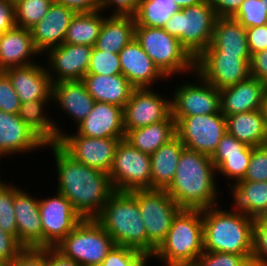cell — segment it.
I'll return each instance as SVG.
<instances>
[{
    "mask_svg": "<svg viewBox=\"0 0 267 266\" xmlns=\"http://www.w3.org/2000/svg\"><path fill=\"white\" fill-rule=\"evenodd\" d=\"M260 110L262 112V115H263V118H264V121H265V125L267 127V91H266V93L264 95Z\"/></svg>",
    "mask_w": 267,
    "mask_h": 266,
    "instance_id": "cell-58",
    "label": "cell"
},
{
    "mask_svg": "<svg viewBox=\"0 0 267 266\" xmlns=\"http://www.w3.org/2000/svg\"><path fill=\"white\" fill-rule=\"evenodd\" d=\"M233 18L245 28L263 26L267 24V10L261 0H244Z\"/></svg>",
    "mask_w": 267,
    "mask_h": 266,
    "instance_id": "cell-42",
    "label": "cell"
},
{
    "mask_svg": "<svg viewBox=\"0 0 267 266\" xmlns=\"http://www.w3.org/2000/svg\"><path fill=\"white\" fill-rule=\"evenodd\" d=\"M3 72L9 77L21 103L52 99V83L43 61L9 68Z\"/></svg>",
    "mask_w": 267,
    "mask_h": 266,
    "instance_id": "cell-20",
    "label": "cell"
},
{
    "mask_svg": "<svg viewBox=\"0 0 267 266\" xmlns=\"http://www.w3.org/2000/svg\"><path fill=\"white\" fill-rule=\"evenodd\" d=\"M57 4L64 5L75 13H89L99 11V0H53Z\"/></svg>",
    "mask_w": 267,
    "mask_h": 266,
    "instance_id": "cell-55",
    "label": "cell"
},
{
    "mask_svg": "<svg viewBox=\"0 0 267 266\" xmlns=\"http://www.w3.org/2000/svg\"><path fill=\"white\" fill-rule=\"evenodd\" d=\"M45 146L46 143L19 118L18 114L0 110V154L3 159L6 156L16 157L15 154L19 153L31 154L32 151L44 149Z\"/></svg>",
    "mask_w": 267,
    "mask_h": 266,
    "instance_id": "cell-19",
    "label": "cell"
},
{
    "mask_svg": "<svg viewBox=\"0 0 267 266\" xmlns=\"http://www.w3.org/2000/svg\"><path fill=\"white\" fill-rule=\"evenodd\" d=\"M95 100L82 80L62 81L52 84V106L72 119L75 126L91 112Z\"/></svg>",
    "mask_w": 267,
    "mask_h": 266,
    "instance_id": "cell-25",
    "label": "cell"
},
{
    "mask_svg": "<svg viewBox=\"0 0 267 266\" xmlns=\"http://www.w3.org/2000/svg\"><path fill=\"white\" fill-rule=\"evenodd\" d=\"M56 167V191L65 196L83 219H94L115 191L109 174L75 161L57 143L46 144Z\"/></svg>",
    "mask_w": 267,
    "mask_h": 266,
    "instance_id": "cell-1",
    "label": "cell"
},
{
    "mask_svg": "<svg viewBox=\"0 0 267 266\" xmlns=\"http://www.w3.org/2000/svg\"><path fill=\"white\" fill-rule=\"evenodd\" d=\"M137 199L149 239V258L165 240L174 217L182 209L166 190L145 189L131 192Z\"/></svg>",
    "mask_w": 267,
    "mask_h": 266,
    "instance_id": "cell-9",
    "label": "cell"
},
{
    "mask_svg": "<svg viewBox=\"0 0 267 266\" xmlns=\"http://www.w3.org/2000/svg\"><path fill=\"white\" fill-rule=\"evenodd\" d=\"M194 266H252L251 256L204 251Z\"/></svg>",
    "mask_w": 267,
    "mask_h": 266,
    "instance_id": "cell-44",
    "label": "cell"
},
{
    "mask_svg": "<svg viewBox=\"0 0 267 266\" xmlns=\"http://www.w3.org/2000/svg\"><path fill=\"white\" fill-rule=\"evenodd\" d=\"M179 9L173 0H140L134 16L135 26L163 28Z\"/></svg>",
    "mask_w": 267,
    "mask_h": 266,
    "instance_id": "cell-36",
    "label": "cell"
},
{
    "mask_svg": "<svg viewBox=\"0 0 267 266\" xmlns=\"http://www.w3.org/2000/svg\"><path fill=\"white\" fill-rule=\"evenodd\" d=\"M11 262L0 261V266H11Z\"/></svg>",
    "mask_w": 267,
    "mask_h": 266,
    "instance_id": "cell-59",
    "label": "cell"
},
{
    "mask_svg": "<svg viewBox=\"0 0 267 266\" xmlns=\"http://www.w3.org/2000/svg\"><path fill=\"white\" fill-rule=\"evenodd\" d=\"M228 186L231 206H234L230 211L253 219L267 217V181H238Z\"/></svg>",
    "mask_w": 267,
    "mask_h": 266,
    "instance_id": "cell-28",
    "label": "cell"
},
{
    "mask_svg": "<svg viewBox=\"0 0 267 266\" xmlns=\"http://www.w3.org/2000/svg\"><path fill=\"white\" fill-rule=\"evenodd\" d=\"M8 183V184H7ZM0 179V228L17 237V224L14 213V183Z\"/></svg>",
    "mask_w": 267,
    "mask_h": 266,
    "instance_id": "cell-39",
    "label": "cell"
},
{
    "mask_svg": "<svg viewBox=\"0 0 267 266\" xmlns=\"http://www.w3.org/2000/svg\"><path fill=\"white\" fill-rule=\"evenodd\" d=\"M250 74L267 87V49L251 56Z\"/></svg>",
    "mask_w": 267,
    "mask_h": 266,
    "instance_id": "cell-52",
    "label": "cell"
},
{
    "mask_svg": "<svg viewBox=\"0 0 267 266\" xmlns=\"http://www.w3.org/2000/svg\"><path fill=\"white\" fill-rule=\"evenodd\" d=\"M240 181H267V144L253 147L247 173Z\"/></svg>",
    "mask_w": 267,
    "mask_h": 266,
    "instance_id": "cell-45",
    "label": "cell"
},
{
    "mask_svg": "<svg viewBox=\"0 0 267 266\" xmlns=\"http://www.w3.org/2000/svg\"><path fill=\"white\" fill-rule=\"evenodd\" d=\"M93 47L83 44L63 43L44 55L51 83L82 80L87 74Z\"/></svg>",
    "mask_w": 267,
    "mask_h": 266,
    "instance_id": "cell-17",
    "label": "cell"
},
{
    "mask_svg": "<svg viewBox=\"0 0 267 266\" xmlns=\"http://www.w3.org/2000/svg\"><path fill=\"white\" fill-rule=\"evenodd\" d=\"M24 250L17 237L0 228V261L12 263Z\"/></svg>",
    "mask_w": 267,
    "mask_h": 266,
    "instance_id": "cell-48",
    "label": "cell"
},
{
    "mask_svg": "<svg viewBox=\"0 0 267 266\" xmlns=\"http://www.w3.org/2000/svg\"><path fill=\"white\" fill-rule=\"evenodd\" d=\"M184 148L176 136L150 155L151 189L166 190L170 186Z\"/></svg>",
    "mask_w": 267,
    "mask_h": 266,
    "instance_id": "cell-31",
    "label": "cell"
},
{
    "mask_svg": "<svg viewBox=\"0 0 267 266\" xmlns=\"http://www.w3.org/2000/svg\"><path fill=\"white\" fill-rule=\"evenodd\" d=\"M75 132L92 138H125L123 108L104 102H95L88 116Z\"/></svg>",
    "mask_w": 267,
    "mask_h": 266,
    "instance_id": "cell-22",
    "label": "cell"
},
{
    "mask_svg": "<svg viewBox=\"0 0 267 266\" xmlns=\"http://www.w3.org/2000/svg\"><path fill=\"white\" fill-rule=\"evenodd\" d=\"M11 266H46V248L25 249Z\"/></svg>",
    "mask_w": 267,
    "mask_h": 266,
    "instance_id": "cell-51",
    "label": "cell"
},
{
    "mask_svg": "<svg viewBox=\"0 0 267 266\" xmlns=\"http://www.w3.org/2000/svg\"><path fill=\"white\" fill-rule=\"evenodd\" d=\"M204 252L202 212L181 209L174 217L165 240L150 259L162 266H194Z\"/></svg>",
    "mask_w": 267,
    "mask_h": 266,
    "instance_id": "cell-5",
    "label": "cell"
},
{
    "mask_svg": "<svg viewBox=\"0 0 267 266\" xmlns=\"http://www.w3.org/2000/svg\"><path fill=\"white\" fill-rule=\"evenodd\" d=\"M227 133L250 147L267 144V127L260 109L225 116Z\"/></svg>",
    "mask_w": 267,
    "mask_h": 266,
    "instance_id": "cell-33",
    "label": "cell"
},
{
    "mask_svg": "<svg viewBox=\"0 0 267 266\" xmlns=\"http://www.w3.org/2000/svg\"><path fill=\"white\" fill-rule=\"evenodd\" d=\"M149 261L152 260L139 250L115 245L99 266H148L152 263Z\"/></svg>",
    "mask_w": 267,
    "mask_h": 266,
    "instance_id": "cell-40",
    "label": "cell"
},
{
    "mask_svg": "<svg viewBox=\"0 0 267 266\" xmlns=\"http://www.w3.org/2000/svg\"><path fill=\"white\" fill-rule=\"evenodd\" d=\"M195 72L218 90L248 79L250 61L239 55L200 54L195 59Z\"/></svg>",
    "mask_w": 267,
    "mask_h": 266,
    "instance_id": "cell-16",
    "label": "cell"
},
{
    "mask_svg": "<svg viewBox=\"0 0 267 266\" xmlns=\"http://www.w3.org/2000/svg\"><path fill=\"white\" fill-rule=\"evenodd\" d=\"M46 266H80L72 259L64 257L55 248H46Z\"/></svg>",
    "mask_w": 267,
    "mask_h": 266,
    "instance_id": "cell-56",
    "label": "cell"
},
{
    "mask_svg": "<svg viewBox=\"0 0 267 266\" xmlns=\"http://www.w3.org/2000/svg\"><path fill=\"white\" fill-rule=\"evenodd\" d=\"M201 54L239 55L251 61L246 28L233 17H217L211 43Z\"/></svg>",
    "mask_w": 267,
    "mask_h": 266,
    "instance_id": "cell-24",
    "label": "cell"
},
{
    "mask_svg": "<svg viewBox=\"0 0 267 266\" xmlns=\"http://www.w3.org/2000/svg\"><path fill=\"white\" fill-rule=\"evenodd\" d=\"M135 38V19L132 16L106 15L95 48L119 53Z\"/></svg>",
    "mask_w": 267,
    "mask_h": 266,
    "instance_id": "cell-32",
    "label": "cell"
},
{
    "mask_svg": "<svg viewBox=\"0 0 267 266\" xmlns=\"http://www.w3.org/2000/svg\"><path fill=\"white\" fill-rule=\"evenodd\" d=\"M247 43L251 56L267 49V24L246 28Z\"/></svg>",
    "mask_w": 267,
    "mask_h": 266,
    "instance_id": "cell-49",
    "label": "cell"
},
{
    "mask_svg": "<svg viewBox=\"0 0 267 266\" xmlns=\"http://www.w3.org/2000/svg\"><path fill=\"white\" fill-rule=\"evenodd\" d=\"M53 0H17L15 4L16 27L31 29L47 14Z\"/></svg>",
    "mask_w": 267,
    "mask_h": 266,
    "instance_id": "cell-38",
    "label": "cell"
},
{
    "mask_svg": "<svg viewBox=\"0 0 267 266\" xmlns=\"http://www.w3.org/2000/svg\"><path fill=\"white\" fill-rule=\"evenodd\" d=\"M71 132H65L57 144L75 161L108 173L117 145L124 138H92Z\"/></svg>",
    "mask_w": 267,
    "mask_h": 266,
    "instance_id": "cell-14",
    "label": "cell"
},
{
    "mask_svg": "<svg viewBox=\"0 0 267 266\" xmlns=\"http://www.w3.org/2000/svg\"><path fill=\"white\" fill-rule=\"evenodd\" d=\"M218 183L211 156L185 147L166 191L182 209L202 210L220 204Z\"/></svg>",
    "mask_w": 267,
    "mask_h": 266,
    "instance_id": "cell-2",
    "label": "cell"
},
{
    "mask_svg": "<svg viewBox=\"0 0 267 266\" xmlns=\"http://www.w3.org/2000/svg\"><path fill=\"white\" fill-rule=\"evenodd\" d=\"M16 27L15 4L12 0H0V31L11 30Z\"/></svg>",
    "mask_w": 267,
    "mask_h": 266,
    "instance_id": "cell-53",
    "label": "cell"
},
{
    "mask_svg": "<svg viewBox=\"0 0 267 266\" xmlns=\"http://www.w3.org/2000/svg\"><path fill=\"white\" fill-rule=\"evenodd\" d=\"M108 174L115 191L151 189L150 155L122 139L117 145Z\"/></svg>",
    "mask_w": 267,
    "mask_h": 266,
    "instance_id": "cell-10",
    "label": "cell"
},
{
    "mask_svg": "<svg viewBox=\"0 0 267 266\" xmlns=\"http://www.w3.org/2000/svg\"><path fill=\"white\" fill-rule=\"evenodd\" d=\"M14 184V213L17 239L25 249L43 248V229L39 211V197L30 195Z\"/></svg>",
    "mask_w": 267,
    "mask_h": 266,
    "instance_id": "cell-18",
    "label": "cell"
},
{
    "mask_svg": "<svg viewBox=\"0 0 267 266\" xmlns=\"http://www.w3.org/2000/svg\"><path fill=\"white\" fill-rule=\"evenodd\" d=\"M252 150L253 147L249 146L245 151L241 152V155L211 156L217 179L220 176L225 177L229 182L227 185L243 180L248 170Z\"/></svg>",
    "mask_w": 267,
    "mask_h": 266,
    "instance_id": "cell-37",
    "label": "cell"
},
{
    "mask_svg": "<svg viewBox=\"0 0 267 266\" xmlns=\"http://www.w3.org/2000/svg\"><path fill=\"white\" fill-rule=\"evenodd\" d=\"M135 40L169 81L178 74L189 77L195 71V60L179 39L163 28L135 26Z\"/></svg>",
    "mask_w": 267,
    "mask_h": 266,
    "instance_id": "cell-6",
    "label": "cell"
},
{
    "mask_svg": "<svg viewBox=\"0 0 267 266\" xmlns=\"http://www.w3.org/2000/svg\"><path fill=\"white\" fill-rule=\"evenodd\" d=\"M140 0H99L100 10L110 15L134 17Z\"/></svg>",
    "mask_w": 267,
    "mask_h": 266,
    "instance_id": "cell-47",
    "label": "cell"
},
{
    "mask_svg": "<svg viewBox=\"0 0 267 266\" xmlns=\"http://www.w3.org/2000/svg\"><path fill=\"white\" fill-rule=\"evenodd\" d=\"M176 136V121L170 115L166 120L127 130L124 139L136 149L151 155L161 145L168 143Z\"/></svg>",
    "mask_w": 267,
    "mask_h": 266,
    "instance_id": "cell-34",
    "label": "cell"
},
{
    "mask_svg": "<svg viewBox=\"0 0 267 266\" xmlns=\"http://www.w3.org/2000/svg\"><path fill=\"white\" fill-rule=\"evenodd\" d=\"M114 247L113 238L95 219H83L55 249L80 266H99Z\"/></svg>",
    "mask_w": 267,
    "mask_h": 266,
    "instance_id": "cell-8",
    "label": "cell"
},
{
    "mask_svg": "<svg viewBox=\"0 0 267 266\" xmlns=\"http://www.w3.org/2000/svg\"><path fill=\"white\" fill-rule=\"evenodd\" d=\"M152 88H135L123 108L124 129H137L166 120L171 115V97Z\"/></svg>",
    "mask_w": 267,
    "mask_h": 266,
    "instance_id": "cell-15",
    "label": "cell"
},
{
    "mask_svg": "<svg viewBox=\"0 0 267 266\" xmlns=\"http://www.w3.org/2000/svg\"><path fill=\"white\" fill-rule=\"evenodd\" d=\"M176 5L182 9V8H185V7H190V6H195V5H198L202 2H204L205 0H173Z\"/></svg>",
    "mask_w": 267,
    "mask_h": 266,
    "instance_id": "cell-57",
    "label": "cell"
},
{
    "mask_svg": "<svg viewBox=\"0 0 267 266\" xmlns=\"http://www.w3.org/2000/svg\"><path fill=\"white\" fill-rule=\"evenodd\" d=\"M191 76L195 79L183 80L185 83L176 85L177 88H173L171 94V115L176 123L186 116L220 112V90L195 71Z\"/></svg>",
    "mask_w": 267,
    "mask_h": 266,
    "instance_id": "cell-11",
    "label": "cell"
},
{
    "mask_svg": "<svg viewBox=\"0 0 267 266\" xmlns=\"http://www.w3.org/2000/svg\"><path fill=\"white\" fill-rule=\"evenodd\" d=\"M248 147L249 146L238 141L234 136L226 132L212 156L241 155V152L245 151Z\"/></svg>",
    "mask_w": 267,
    "mask_h": 266,
    "instance_id": "cell-50",
    "label": "cell"
},
{
    "mask_svg": "<svg viewBox=\"0 0 267 266\" xmlns=\"http://www.w3.org/2000/svg\"><path fill=\"white\" fill-rule=\"evenodd\" d=\"M82 81L95 102L126 105L135 87L123 75L86 74Z\"/></svg>",
    "mask_w": 267,
    "mask_h": 266,
    "instance_id": "cell-29",
    "label": "cell"
},
{
    "mask_svg": "<svg viewBox=\"0 0 267 266\" xmlns=\"http://www.w3.org/2000/svg\"><path fill=\"white\" fill-rule=\"evenodd\" d=\"M103 20L104 13L101 10L89 13H75L68 26L64 43L94 47Z\"/></svg>",
    "mask_w": 267,
    "mask_h": 266,
    "instance_id": "cell-35",
    "label": "cell"
},
{
    "mask_svg": "<svg viewBox=\"0 0 267 266\" xmlns=\"http://www.w3.org/2000/svg\"><path fill=\"white\" fill-rule=\"evenodd\" d=\"M263 2V5L265 6V9L267 10V0H261Z\"/></svg>",
    "mask_w": 267,
    "mask_h": 266,
    "instance_id": "cell-60",
    "label": "cell"
},
{
    "mask_svg": "<svg viewBox=\"0 0 267 266\" xmlns=\"http://www.w3.org/2000/svg\"><path fill=\"white\" fill-rule=\"evenodd\" d=\"M119 59L122 74L135 88H153L154 83L168 80L135 38L119 52Z\"/></svg>",
    "mask_w": 267,
    "mask_h": 266,
    "instance_id": "cell-21",
    "label": "cell"
},
{
    "mask_svg": "<svg viewBox=\"0 0 267 266\" xmlns=\"http://www.w3.org/2000/svg\"><path fill=\"white\" fill-rule=\"evenodd\" d=\"M20 106V99L12 87L9 77L3 71H0V110L18 114Z\"/></svg>",
    "mask_w": 267,
    "mask_h": 266,
    "instance_id": "cell-46",
    "label": "cell"
},
{
    "mask_svg": "<svg viewBox=\"0 0 267 266\" xmlns=\"http://www.w3.org/2000/svg\"><path fill=\"white\" fill-rule=\"evenodd\" d=\"M87 74H97V75L122 74L119 53L102 51L93 47Z\"/></svg>",
    "mask_w": 267,
    "mask_h": 266,
    "instance_id": "cell-41",
    "label": "cell"
},
{
    "mask_svg": "<svg viewBox=\"0 0 267 266\" xmlns=\"http://www.w3.org/2000/svg\"><path fill=\"white\" fill-rule=\"evenodd\" d=\"M226 132V118L221 111L186 116L176 123L177 137L184 146L208 156L213 155Z\"/></svg>",
    "mask_w": 267,
    "mask_h": 266,
    "instance_id": "cell-12",
    "label": "cell"
},
{
    "mask_svg": "<svg viewBox=\"0 0 267 266\" xmlns=\"http://www.w3.org/2000/svg\"><path fill=\"white\" fill-rule=\"evenodd\" d=\"M201 212L204 251L251 256L253 218L226 210L220 204Z\"/></svg>",
    "mask_w": 267,
    "mask_h": 266,
    "instance_id": "cell-3",
    "label": "cell"
},
{
    "mask_svg": "<svg viewBox=\"0 0 267 266\" xmlns=\"http://www.w3.org/2000/svg\"><path fill=\"white\" fill-rule=\"evenodd\" d=\"M244 0H208L217 17H233Z\"/></svg>",
    "mask_w": 267,
    "mask_h": 266,
    "instance_id": "cell-54",
    "label": "cell"
},
{
    "mask_svg": "<svg viewBox=\"0 0 267 266\" xmlns=\"http://www.w3.org/2000/svg\"><path fill=\"white\" fill-rule=\"evenodd\" d=\"M39 55L29 29L14 27L1 34L0 71L36 63Z\"/></svg>",
    "mask_w": 267,
    "mask_h": 266,
    "instance_id": "cell-26",
    "label": "cell"
},
{
    "mask_svg": "<svg viewBox=\"0 0 267 266\" xmlns=\"http://www.w3.org/2000/svg\"><path fill=\"white\" fill-rule=\"evenodd\" d=\"M217 16L208 0L179 9L163 29L179 39L181 46L195 60L211 43Z\"/></svg>",
    "mask_w": 267,
    "mask_h": 266,
    "instance_id": "cell-7",
    "label": "cell"
},
{
    "mask_svg": "<svg viewBox=\"0 0 267 266\" xmlns=\"http://www.w3.org/2000/svg\"><path fill=\"white\" fill-rule=\"evenodd\" d=\"M43 248H55L82 220L71 202L59 192L39 198Z\"/></svg>",
    "mask_w": 267,
    "mask_h": 266,
    "instance_id": "cell-13",
    "label": "cell"
},
{
    "mask_svg": "<svg viewBox=\"0 0 267 266\" xmlns=\"http://www.w3.org/2000/svg\"><path fill=\"white\" fill-rule=\"evenodd\" d=\"M251 265L267 266V217L254 219Z\"/></svg>",
    "mask_w": 267,
    "mask_h": 266,
    "instance_id": "cell-43",
    "label": "cell"
},
{
    "mask_svg": "<svg viewBox=\"0 0 267 266\" xmlns=\"http://www.w3.org/2000/svg\"><path fill=\"white\" fill-rule=\"evenodd\" d=\"M266 91L267 87L262 82L250 76L220 90V111L228 116L261 109Z\"/></svg>",
    "mask_w": 267,
    "mask_h": 266,
    "instance_id": "cell-27",
    "label": "cell"
},
{
    "mask_svg": "<svg viewBox=\"0 0 267 266\" xmlns=\"http://www.w3.org/2000/svg\"><path fill=\"white\" fill-rule=\"evenodd\" d=\"M94 219L115 245L139 250L149 257V239L138 201L131 192L114 191Z\"/></svg>",
    "mask_w": 267,
    "mask_h": 266,
    "instance_id": "cell-4",
    "label": "cell"
},
{
    "mask_svg": "<svg viewBox=\"0 0 267 266\" xmlns=\"http://www.w3.org/2000/svg\"><path fill=\"white\" fill-rule=\"evenodd\" d=\"M52 99H39L21 103L18 111L19 118L31 128L46 144L57 143L66 132L60 127L54 117H49L48 110ZM46 106L50 108H46ZM58 124V125H57Z\"/></svg>",
    "mask_w": 267,
    "mask_h": 266,
    "instance_id": "cell-30",
    "label": "cell"
},
{
    "mask_svg": "<svg viewBox=\"0 0 267 266\" xmlns=\"http://www.w3.org/2000/svg\"><path fill=\"white\" fill-rule=\"evenodd\" d=\"M74 15L73 10L53 2L47 14L30 29L33 43L42 55L64 43L68 26Z\"/></svg>",
    "mask_w": 267,
    "mask_h": 266,
    "instance_id": "cell-23",
    "label": "cell"
}]
</instances>
